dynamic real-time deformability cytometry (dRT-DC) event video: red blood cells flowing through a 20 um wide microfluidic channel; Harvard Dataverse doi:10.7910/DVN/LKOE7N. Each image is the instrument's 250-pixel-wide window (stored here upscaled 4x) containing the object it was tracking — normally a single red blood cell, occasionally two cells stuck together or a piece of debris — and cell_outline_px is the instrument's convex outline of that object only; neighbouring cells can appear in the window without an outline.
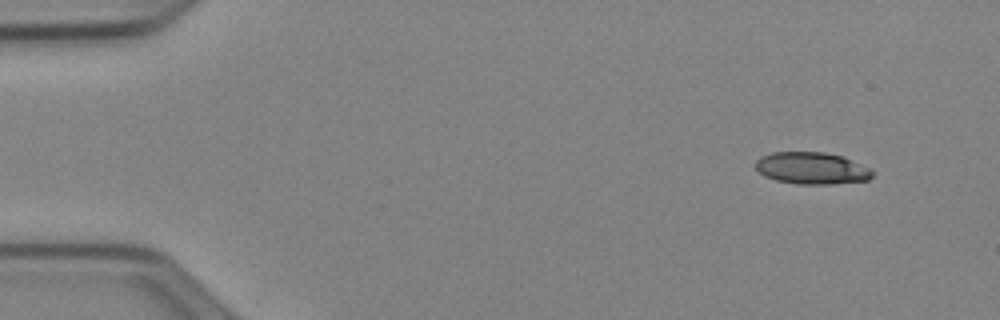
{"species": "Egyptian fruit bat (a non-hibernating species)", "species_latin": "Rousettus aegyptiacus", "temperature_condition": "cold", "stored_images_in_passage": 51, "camera_frame_rate_fps": 3000, "um_per_image_px": 0.085, "animal": {"sex": "female"}, "frame": {"image": 1, "passage_image": 4, "time_ms": 1.0, "image_size_px": [1000, 320], "cell_outline_px": [[872, 176], [868, 180], [832, 184], [796, 184], [776, 180], [764, 176], [756, 168], [756, 160], [760, 156], [772, 152], [824, 152], [844, 156], [872, 168]], "centroid_in_image_um": [69.02, 14.29], "position_along_channel_um": 16.0, "area_um2": 21.96}}
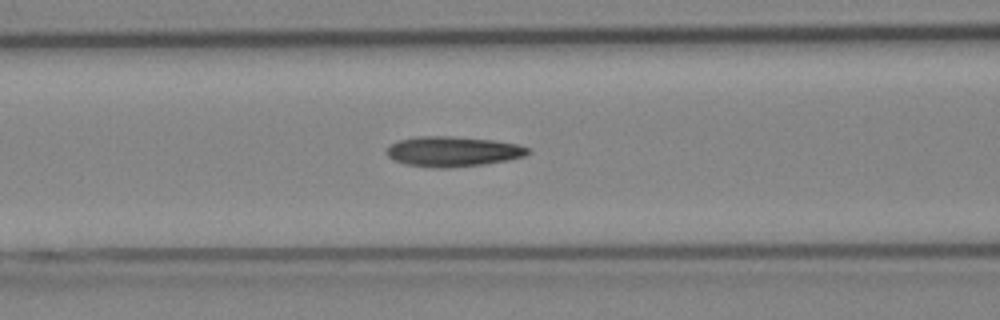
{"frame": {"image": 2, "passage_image": 21, "time_ms": 6.667, "image_size_px": [1000, 320], "cell_outline_px": [[532, 152], [524, 156], [508, 160], [484, 164], [452, 168], [432, 168], [404, 164], [388, 156], [388, 148], [392, 144], [400, 140], [420, 136], [448, 136], [496, 140], [516, 144], [528, 148]], "centroid_in_image_um": [38.53, 12.88], "position_along_channel_um": 128.1, "area_um2": 24.74}}
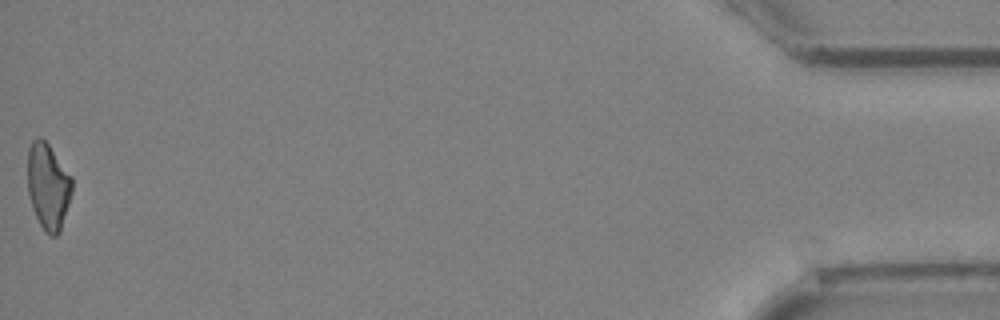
{"frame": {"image": 3, "passage_image": 51, "time_ms": 16.667, "image_size_px": [1000, 320], "cell_outline_px": [[72, 192], [60, 232], [56, 236], [48, 236], [44, 232], [32, 208], [28, 192], [28, 148], [32, 140], [36, 136], [40, 136], [48, 144], [72, 176]], "centroid_in_image_um": [4.09, 15.84], "position_along_channel_um": 431.1, "area_um2": 22.48}, "authors_computed_cell_mechanics": {"area_um2": 23.409, "velocity_mm_per_s": 3.9769, "shape_relaxation_time_tau1_ms": 6.4449, "shape_relaxation_time_tau2_ms": 5.1441, "deformation_change_tau1": 0.1742, "deformation_change_tau2": 0.1491}}